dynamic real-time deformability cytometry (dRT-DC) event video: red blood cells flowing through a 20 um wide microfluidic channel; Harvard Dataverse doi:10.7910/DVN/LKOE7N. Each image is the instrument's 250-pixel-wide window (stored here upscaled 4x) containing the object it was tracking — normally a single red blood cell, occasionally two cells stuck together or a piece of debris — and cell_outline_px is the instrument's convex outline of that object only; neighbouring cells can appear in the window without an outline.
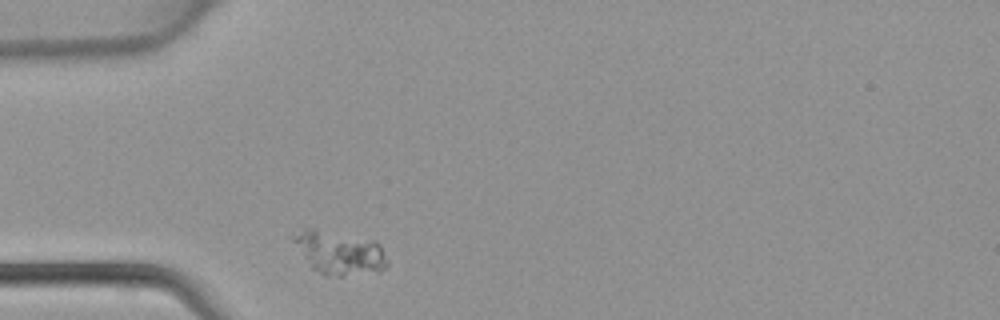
{"species": "common noctule bat (a hibernating species)", "species_latin": "Nyctalus noctula", "temperature_condition": "warm", "stored_images_in_passage": 18, "camera_frame_rate_fps": 3000, "um_per_image_px": 0.085, "animal": {"sex": "female", "body_mass_g": 22.7, "forearm_length_mm": 54.2}, "frame": {"image": 1, "passage_image": 1, "time_ms": 0.0, "image_size_px": [1000, 320], "cell_outline_px": [[388, 264], [380, 272], [344, 276], [328, 276], [312, 268], [292, 240], [292, 236], [304, 228], [312, 228], [376, 240], [380, 244], [388, 260]], "centroid_in_image_um": [28.9, 21.49], "position_along_channel_um": 56.1, "area_um2": 23.76}}
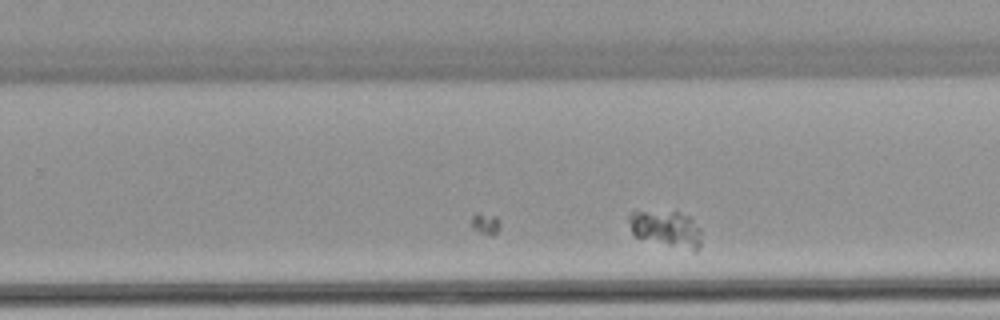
{"frame": {"image": 2, "passage_image": 18, "time_ms": 5.667, "image_size_px": [1000, 320], "cell_outline_px": [[700, 244], [696, 252], [692, 252], [636, 236], [632, 232], [628, 220], [628, 216], [632, 212], [676, 212], [688, 216], [700, 228]], "centroid_in_image_um": [56.66, 19.48], "position_along_channel_um": 273.1, "area_um2": 15.09}}